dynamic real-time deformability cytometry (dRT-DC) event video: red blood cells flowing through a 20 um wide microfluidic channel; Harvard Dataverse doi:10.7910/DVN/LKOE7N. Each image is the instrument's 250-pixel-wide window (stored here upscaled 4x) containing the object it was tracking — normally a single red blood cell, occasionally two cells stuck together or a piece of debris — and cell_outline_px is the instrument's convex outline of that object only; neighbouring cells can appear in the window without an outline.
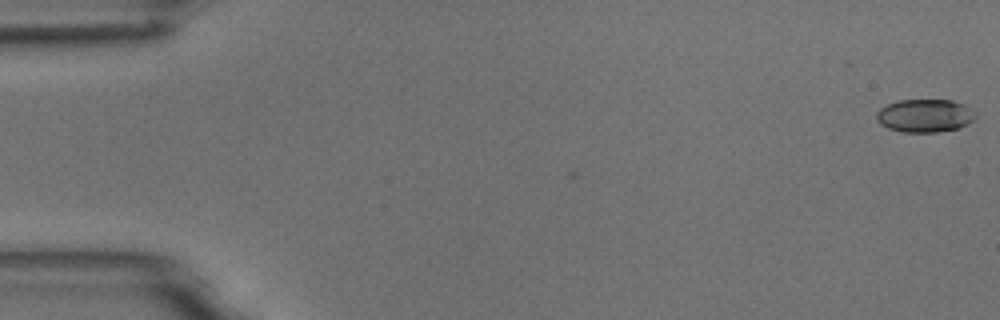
{"species": "common noctule bat (a hibernating species)", "species_latin": "Nyctalus noctula", "temperature_condition": "room temperature", "stored_images_in_passage": 2, "camera_frame_rate_fps": 3000, "um_per_image_px": 0.085, "animal": {"sex": "male", "body_mass_g": 18.8}, "frame": {"image": 1, "passage_image": 2, "time_ms": 0.333, "image_size_px": [1000, 320], "cell_outline_px": [[976, 116], [968, 124], [960, 128], [936, 132], [900, 132], [888, 128], [880, 124], [876, 120], [876, 112], [880, 108], [888, 104], [900, 100], [952, 100], [964, 104], [976, 112]], "centroid_in_image_um": [78.61, 9.83], "position_along_channel_um": 6.4, "area_um2": 19.25}}